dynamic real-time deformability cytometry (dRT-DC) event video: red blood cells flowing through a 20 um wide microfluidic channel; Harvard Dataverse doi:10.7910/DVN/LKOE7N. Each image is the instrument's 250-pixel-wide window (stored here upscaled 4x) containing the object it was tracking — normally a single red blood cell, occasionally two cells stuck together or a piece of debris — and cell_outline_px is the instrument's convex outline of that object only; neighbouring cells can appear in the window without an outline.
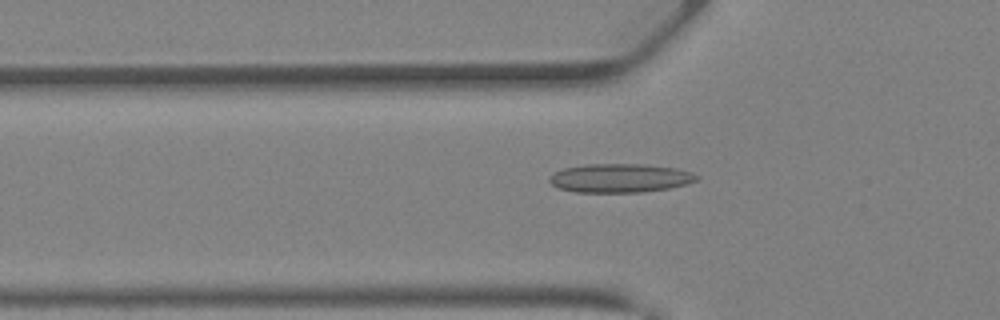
{"species": "Egyptian fruit bat (a non-hibernating species)", "species_latin": "Rousettus aegyptiacus", "temperature_condition": "warm", "stored_images_in_passage": 41, "camera_frame_rate_fps": 3000, "um_per_image_px": 0.085, "animal": {"sex": "female"}, "frame": {"image": 1, "passage_image": 14, "time_ms": 4.333, "image_size_px": [1000, 320], "cell_outline_px": [[700, 176], [696, 180], [672, 188], [644, 192], [576, 192], [560, 188], [552, 184], [548, 180], [556, 172], [564, 168], [584, 164], [644, 164], [676, 168], [692, 172]], "centroid_in_image_um": [52.74, 15.13], "position_along_channel_um": 73.1, "area_um2": 24.62}}
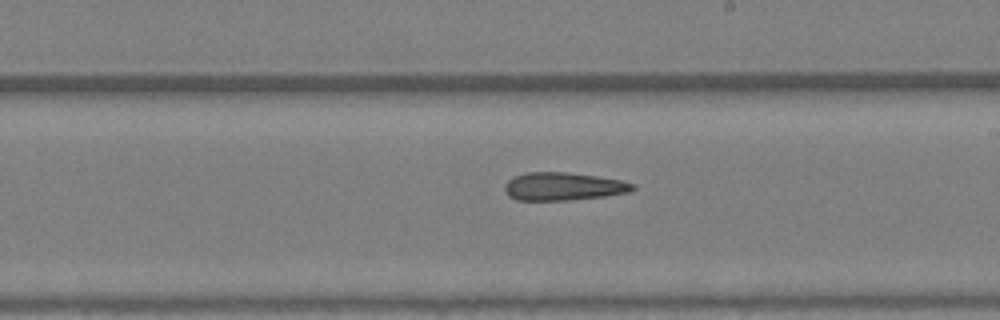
{"frame": {"image": 2, "passage_image": 24, "time_ms": 7.667, "image_size_px": [1000, 320], "cell_outline_px": [[636, 188], [632, 192], [604, 196], [568, 200], [516, 200], [508, 196], [504, 188], [504, 184], [512, 176], [528, 172], [568, 172], [596, 176], [620, 180], [636, 184]], "centroid_in_image_um": [47.87, 15.84], "position_along_channel_um": 241.1, "area_um2": 21.04}}
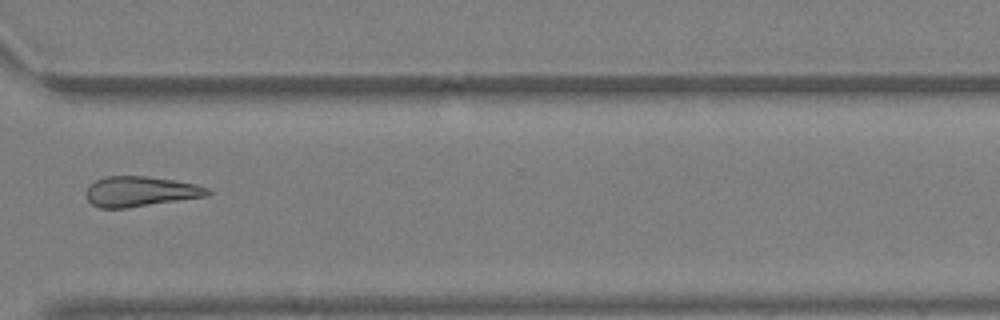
{"frame": {"image": 3, "passage_image": 31, "time_ms": 10.0, "image_size_px": [1000, 320], "cell_outline_px": [[212, 192], [208, 196], [128, 208], [100, 208], [92, 204], [88, 200], [84, 192], [88, 184], [96, 180], [108, 176], [148, 176], [196, 184], [208, 188]], "centroid_in_image_um": [11.91, 16.28], "position_along_channel_um": 358.7, "area_um2": 21.56}}